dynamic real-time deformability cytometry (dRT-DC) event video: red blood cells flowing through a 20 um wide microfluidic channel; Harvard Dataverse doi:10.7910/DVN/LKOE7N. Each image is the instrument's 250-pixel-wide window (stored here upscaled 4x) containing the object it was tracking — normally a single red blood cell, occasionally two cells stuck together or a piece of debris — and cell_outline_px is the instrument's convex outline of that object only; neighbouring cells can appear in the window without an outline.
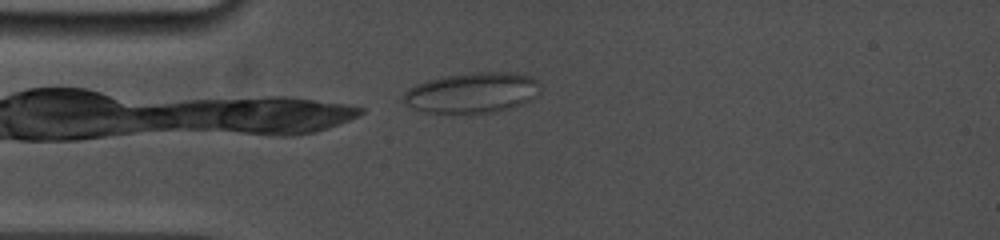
{"species": "common noctule bat (a hibernating species)", "species_latin": "Nyctalus noctula", "temperature_condition": "cold", "stored_images_in_passage": 5, "camera_frame_rate_fps": 5000, "um_per_image_px": 0.085, "animal": {"sex": "female", "body_mass_g": 19.0, "forearm_length_mm": 53.3}, "frame": {"image": 1, "passage_image": 1, "time_ms": 0.0, "image_size_px": [1000, 240], "cell_outline_px": [[540, 92], [536, 96], [512, 108], [496, 112], [424, 112], [412, 108], [400, 100], [404, 92], [408, 88], [416, 84], [428, 80], [444, 76], [472, 72], [508, 72], [532, 76], [540, 84]], "centroid_in_image_um": [40.12, 7.87], "position_along_channel_um": 44.9, "area_um2": 32.31}}
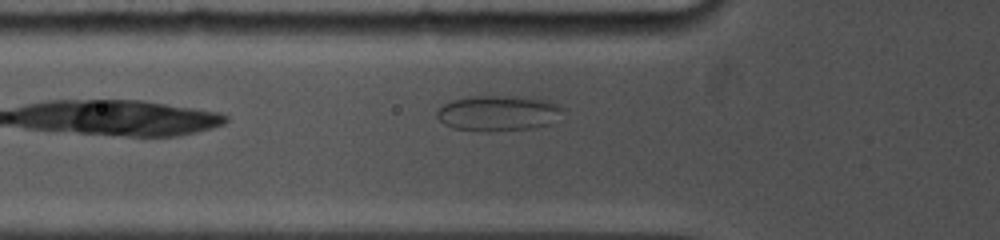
{"frame": {"image": 2, "passage_image": 4, "time_ms": 1.4, "image_size_px": [1000, 240], "cell_outline_px": [[564, 108], [548, 124], [532, 128], [488, 132], [484, 132], [452, 128], [444, 124], [436, 116], [436, 112], [444, 104], [452, 100], [472, 96], [524, 96], [544, 100], [556, 104]], "centroid_in_image_um": [42.28, 9.62], "position_along_channel_um": 83.5, "area_um2": 25.89}}